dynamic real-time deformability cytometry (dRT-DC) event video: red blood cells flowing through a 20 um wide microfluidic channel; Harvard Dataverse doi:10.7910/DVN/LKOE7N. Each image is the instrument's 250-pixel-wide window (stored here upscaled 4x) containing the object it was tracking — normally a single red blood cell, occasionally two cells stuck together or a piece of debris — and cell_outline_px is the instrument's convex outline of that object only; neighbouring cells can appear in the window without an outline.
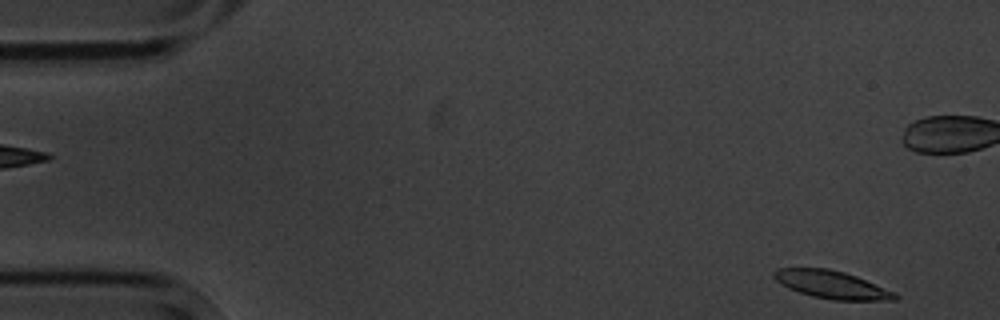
{"species": "common noctule bat (a hibernating species)", "species_latin": "Nyctalus noctula", "temperature_condition": "cold", "stored_images_in_passage": 3, "segment_of_instrument_passage": [2, 2], "camera_frame_rate_fps": 3000, "um_per_image_px": 0.085, "animal": {"sex": "male", "body_mass_g": 20.1, "forearm_length_mm": 53.5}, "frame": {"image": 1, "passage_image": 3, "time_ms": 2.333, "image_size_px": [1000, 320], "cell_outline_px": [[900, 296], [896, 300], [832, 300], [812, 296], [788, 288], [780, 284], [772, 276], [772, 272], [776, 268], [828, 268], [844, 272], [856, 276], [896, 292]], "centroid_in_image_um": [70.69, 24.19], "position_along_channel_um": 14.3, "area_um2": 19.71}}